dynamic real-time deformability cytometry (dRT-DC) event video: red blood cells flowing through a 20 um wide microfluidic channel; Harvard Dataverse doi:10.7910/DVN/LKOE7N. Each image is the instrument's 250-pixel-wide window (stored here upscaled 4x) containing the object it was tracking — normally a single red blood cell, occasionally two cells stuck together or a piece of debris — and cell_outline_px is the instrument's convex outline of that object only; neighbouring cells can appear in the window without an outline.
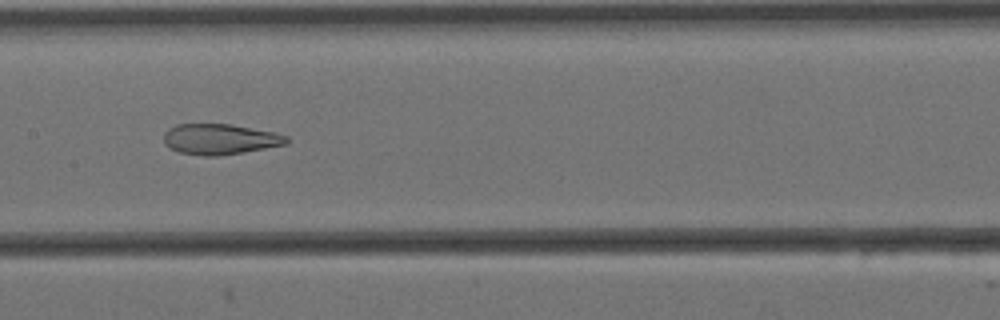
{"species": "Egyptian fruit bat (a non-hibernating species)", "species_latin": "Rousettus aegyptiacus", "temperature_condition": "cold", "stored_images_in_passage": 10, "camera_frame_rate_fps": 3000, "um_per_image_px": 0.085, "animal": {"sex": "female"}, "frame": {"image": 1, "passage_image": 7, "time_ms": 2.0, "image_size_px": [1000, 320], "cell_outline_px": [[288, 144], [244, 152], [220, 156], [204, 156], [180, 152], [164, 144], [164, 132], [168, 128], [176, 124], [232, 124], [272, 132], [288, 136]], "centroid_in_image_um": [18.69, 11.83], "position_along_channel_um": 188.7, "area_um2": 21.91}}
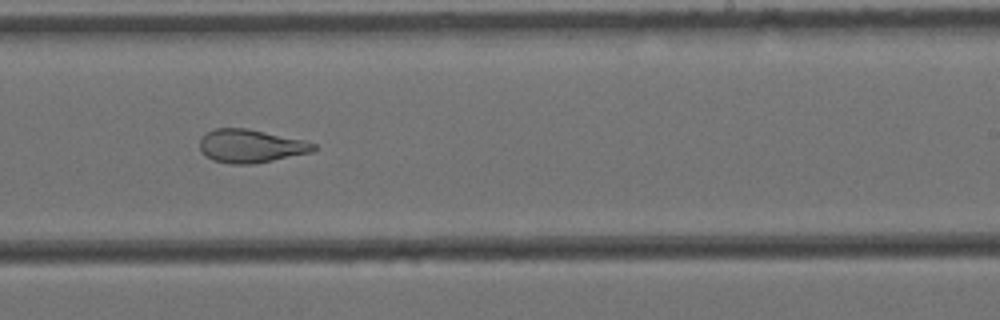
{"frame": {"image": 2, "passage_image": 9, "time_ms": 2.667, "image_size_px": [1000, 320], "cell_outline_px": [[316, 148], [312, 152], [252, 164], [232, 164], [212, 160], [200, 152], [200, 136], [216, 128], [248, 128], [304, 140], [316, 144]], "centroid_in_image_um": [21.28, 12.41], "position_along_channel_um": 267.7, "area_um2": 22.08}}